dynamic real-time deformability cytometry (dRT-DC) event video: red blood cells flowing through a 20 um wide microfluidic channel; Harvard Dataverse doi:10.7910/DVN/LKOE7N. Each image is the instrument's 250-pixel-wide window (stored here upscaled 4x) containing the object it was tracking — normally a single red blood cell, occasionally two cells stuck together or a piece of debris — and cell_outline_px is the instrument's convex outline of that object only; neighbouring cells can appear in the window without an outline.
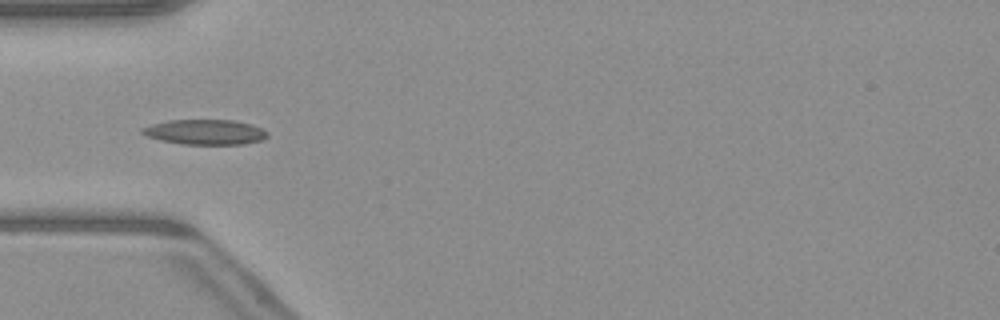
{"species": "common noctule bat (a hibernating species)", "species_latin": "Nyctalus noctula", "temperature_condition": "warm", "stored_images_in_passage": 50, "camera_frame_rate_fps": 3000, "um_per_image_px": 0.085, "animal": {"sex": "male", "body_mass_g": 23.1, "forearm_length_mm": 52.7}, "frame": {"image": 1, "passage_image": 16, "time_ms": 5.0, "image_size_px": [1000, 320], "cell_outline_px": [[268, 136], [260, 140], [244, 144], [180, 144], [160, 140], [148, 136], [140, 132], [140, 128], [152, 124], [168, 120], [232, 120], [252, 124], [268, 132]], "centroid_in_image_um": [17.41, 11.22], "position_along_channel_um": 67.6, "area_um2": 18.26}}
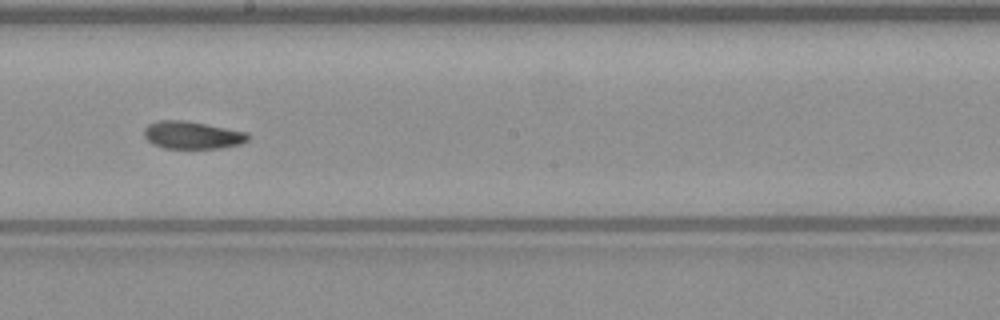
{"frame": {"image": 2, "passage_image": 28, "time_ms": 9.0, "image_size_px": [1000, 320], "cell_outline_px": [[248, 140], [240, 144], [220, 148], [164, 148], [152, 144], [144, 136], [144, 128], [148, 124], [160, 120], [184, 120], [248, 132]], "centroid_in_image_um": [16.32, 11.48], "position_along_channel_um": 231.9, "area_um2": 16.65}}
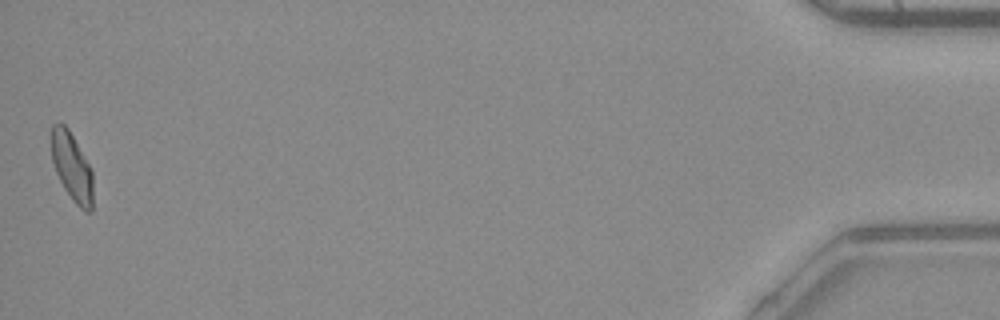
{"frame": {"image": 3, "passage_image": 50, "time_ms": 16.333, "image_size_px": [1000, 320], "cell_outline_px": [[92, 212], [84, 212], [76, 204], [64, 188], [56, 172], [52, 160], [52, 124], [64, 124], [68, 128], [92, 168]], "centroid_in_image_um": [6.13, 14.21], "position_along_channel_um": 429.1, "area_um2": 16.42}, "authors_computed_cell_mechanics": {"area_um2": 16.8776, "velocity_mm_per_s": 4.0958, "shape_relaxation_time_tau1_ms": 7.6775, "shape_relaxation_time_tau2_ms": 5.126, "deformation_change_tau1": 0.1987, "deformation_change_tau2": 0.0991}}